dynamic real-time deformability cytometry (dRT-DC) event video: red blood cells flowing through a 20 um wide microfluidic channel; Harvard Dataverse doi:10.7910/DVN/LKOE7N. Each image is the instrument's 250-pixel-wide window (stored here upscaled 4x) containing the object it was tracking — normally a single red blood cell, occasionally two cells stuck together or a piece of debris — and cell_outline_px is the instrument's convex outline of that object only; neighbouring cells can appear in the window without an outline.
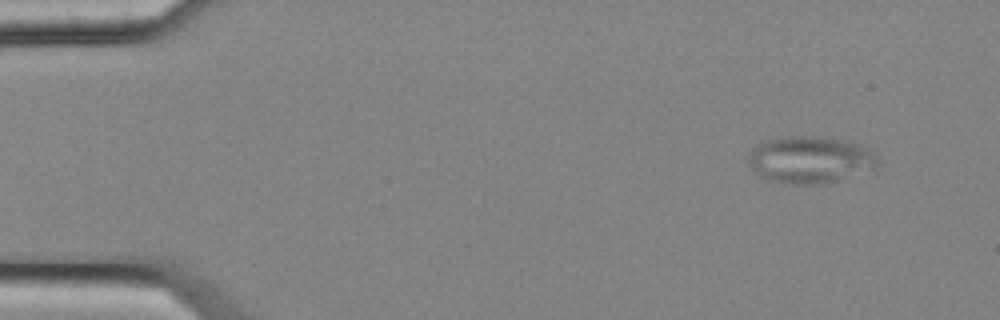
{"species": "common noctule bat (a hibernating species)", "species_latin": "Nyctalus noctula", "temperature_condition": "cold", "stored_images_in_passage": 6, "camera_frame_rate_fps": 3000, "um_per_image_px": 0.085, "animal": {"sex": "female", "body_mass_g": 25.1}, "frame": {"image": 1, "passage_image": 1, "time_ms": 0.0, "image_size_px": [1000, 320], "cell_outline_px": [[880, 164], [876, 172], [820, 184], [788, 184], [768, 180], [760, 176], [748, 164], [748, 156], [756, 144], [768, 140], [784, 136], [820, 136], [852, 140], [868, 148], [876, 156]], "centroid_in_image_um": [68.96, 13.58], "position_along_channel_um": 16.0, "area_um2": 36.47}}